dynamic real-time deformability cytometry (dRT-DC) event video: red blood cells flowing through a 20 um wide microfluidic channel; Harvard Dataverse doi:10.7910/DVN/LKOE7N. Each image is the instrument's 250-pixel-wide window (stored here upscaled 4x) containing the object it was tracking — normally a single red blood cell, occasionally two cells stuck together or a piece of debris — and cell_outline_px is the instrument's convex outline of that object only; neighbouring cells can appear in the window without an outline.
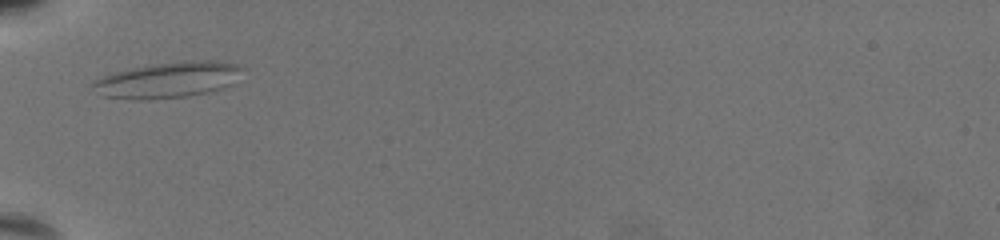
{"species": "common noctule bat (a hibernating species)", "species_latin": "Nyctalus noctula", "temperature_condition": "warm", "stored_images_in_passage": 9, "camera_frame_rate_fps": 3000, "um_per_image_px": 0.085, "animal": {"sex": "female", "body_mass_g": 19.5, "forearm_length_mm": 54.1}, "frame": {"image": 1, "passage_image": 1, "time_ms": 0.0, "image_size_px": [1000, 240], "cell_outline_px": [[244, 68], [232, 84], [208, 92], [184, 96], [148, 100], [132, 100], [100, 96], [92, 84], [96, 80], [104, 76], [116, 72], [132, 68], [152, 64], [192, 60], [216, 60], [236, 64]], "centroid_in_image_um": [14.28, 6.79], "position_along_channel_um": 70.7, "area_um2": 31.04}}
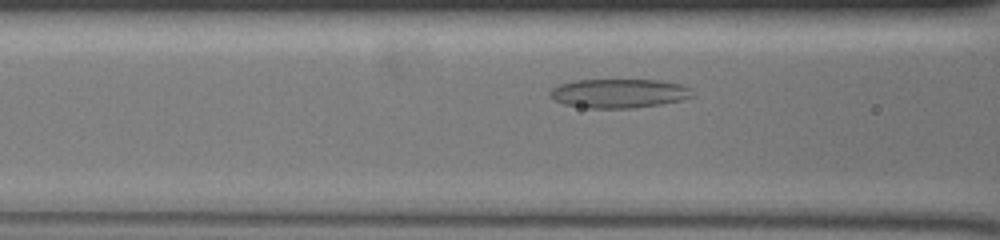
{"frame": {"image": 2, "passage_image": 5, "time_ms": 1.333, "image_size_px": [1000, 240], "cell_outline_px": [[692, 96], [680, 100], [660, 104], [632, 108], [588, 108], [564, 104], [548, 96], [548, 92], [556, 84], [572, 80], [660, 80], [680, 84], [692, 88]], "centroid_in_image_um": [52.55, 7.92], "position_along_channel_um": 114.0, "area_um2": 24.22}}
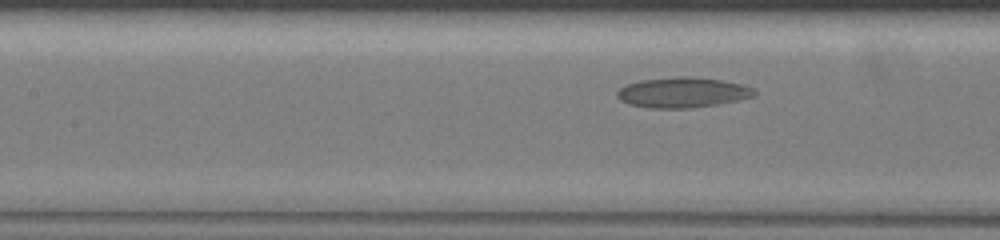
{"frame": {"image": 3, "passage_image": 8, "time_ms": 2.333, "image_size_px": [1000, 240], "cell_outline_px": [[756, 96], [740, 100], [716, 104], [688, 108], [648, 108], [628, 104], [620, 100], [616, 96], [616, 92], [624, 84], [640, 80], [688, 72], [744, 84], [756, 88]], "centroid_in_image_um": [58.06, 7.79], "position_along_channel_um": 149.3, "area_um2": 25.78}}